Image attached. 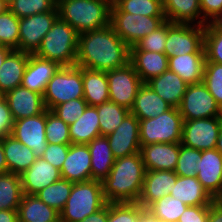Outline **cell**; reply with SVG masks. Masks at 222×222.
I'll list each match as a JSON object with an SVG mask.
<instances>
[{"label":"cell","instance_id":"4316f807","mask_svg":"<svg viewBox=\"0 0 222 222\" xmlns=\"http://www.w3.org/2000/svg\"><path fill=\"white\" fill-rule=\"evenodd\" d=\"M165 19L172 23L205 26L199 0H162Z\"/></svg>","mask_w":222,"mask_h":222},{"label":"cell","instance_id":"d4e9b609","mask_svg":"<svg viewBox=\"0 0 222 222\" xmlns=\"http://www.w3.org/2000/svg\"><path fill=\"white\" fill-rule=\"evenodd\" d=\"M130 63L143 83L168 70V57L165 53L130 50Z\"/></svg>","mask_w":222,"mask_h":222},{"label":"cell","instance_id":"f907efd6","mask_svg":"<svg viewBox=\"0 0 222 222\" xmlns=\"http://www.w3.org/2000/svg\"><path fill=\"white\" fill-rule=\"evenodd\" d=\"M209 205L188 206L178 222H207Z\"/></svg>","mask_w":222,"mask_h":222},{"label":"cell","instance_id":"f546056e","mask_svg":"<svg viewBox=\"0 0 222 222\" xmlns=\"http://www.w3.org/2000/svg\"><path fill=\"white\" fill-rule=\"evenodd\" d=\"M172 189L170 195L188 206L210 205L215 200L196 177L177 176Z\"/></svg>","mask_w":222,"mask_h":222},{"label":"cell","instance_id":"8d00e7d4","mask_svg":"<svg viewBox=\"0 0 222 222\" xmlns=\"http://www.w3.org/2000/svg\"><path fill=\"white\" fill-rule=\"evenodd\" d=\"M73 182L60 179L46 188L40 190L35 195L49 207L61 212L71 193Z\"/></svg>","mask_w":222,"mask_h":222},{"label":"cell","instance_id":"1f68e13d","mask_svg":"<svg viewBox=\"0 0 222 222\" xmlns=\"http://www.w3.org/2000/svg\"><path fill=\"white\" fill-rule=\"evenodd\" d=\"M20 222H60V213L36 195L24 194L18 208Z\"/></svg>","mask_w":222,"mask_h":222},{"label":"cell","instance_id":"11a10c76","mask_svg":"<svg viewBox=\"0 0 222 222\" xmlns=\"http://www.w3.org/2000/svg\"><path fill=\"white\" fill-rule=\"evenodd\" d=\"M107 220H108V203L103 208L89 215L88 217H86L84 221L81 222H107Z\"/></svg>","mask_w":222,"mask_h":222},{"label":"cell","instance_id":"4dcf8cb0","mask_svg":"<svg viewBox=\"0 0 222 222\" xmlns=\"http://www.w3.org/2000/svg\"><path fill=\"white\" fill-rule=\"evenodd\" d=\"M2 143L8 172L21 175L37 159L29 147L15 139L12 135L2 138Z\"/></svg>","mask_w":222,"mask_h":222},{"label":"cell","instance_id":"681fc988","mask_svg":"<svg viewBox=\"0 0 222 222\" xmlns=\"http://www.w3.org/2000/svg\"><path fill=\"white\" fill-rule=\"evenodd\" d=\"M70 144L48 143L42 158L55 168L61 170L62 164L67 157Z\"/></svg>","mask_w":222,"mask_h":222},{"label":"cell","instance_id":"f5cc1de1","mask_svg":"<svg viewBox=\"0 0 222 222\" xmlns=\"http://www.w3.org/2000/svg\"><path fill=\"white\" fill-rule=\"evenodd\" d=\"M203 19L209 23L222 11V0H199Z\"/></svg>","mask_w":222,"mask_h":222},{"label":"cell","instance_id":"d590c367","mask_svg":"<svg viewBox=\"0 0 222 222\" xmlns=\"http://www.w3.org/2000/svg\"><path fill=\"white\" fill-rule=\"evenodd\" d=\"M95 107L98 113L100 133L103 136L113 133L130 113L129 109L110 100Z\"/></svg>","mask_w":222,"mask_h":222},{"label":"cell","instance_id":"7dc6e473","mask_svg":"<svg viewBox=\"0 0 222 222\" xmlns=\"http://www.w3.org/2000/svg\"><path fill=\"white\" fill-rule=\"evenodd\" d=\"M168 21L166 20L160 27L139 40L130 50H143L164 53L167 40Z\"/></svg>","mask_w":222,"mask_h":222},{"label":"cell","instance_id":"30bf717a","mask_svg":"<svg viewBox=\"0 0 222 222\" xmlns=\"http://www.w3.org/2000/svg\"><path fill=\"white\" fill-rule=\"evenodd\" d=\"M178 109L183 120L222 116V109L203 82L187 86Z\"/></svg>","mask_w":222,"mask_h":222},{"label":"cell","instance_id":"52a82bcc","mask_svg":"<svg viewBox=\"0 0 222 222\" xmlns=\"http://www.w3.org/2000/svg\"><path fill=\"white\" fill-rule=\"evenodd\" d=\"M183 118L178 108L171 107L163 114L146 120H139L141 147L153 143L181 142Z\"/></svg>","mask_w":222,"mask_h":222},{"label":"cell","instance_id":"7bdbcfd3","mask_svg":"<svg viewBox=\"0 0 222 222\" xmlns=\"http://www.w3.org/2000/svg\"><path fill=\"white\" fill-rule=\"evenodd\" d=\"M9 10L19 19L48 11H58L52 0H16Z\"/></svg>","mask_w":222,"mask_h":222},{"label":"cell","instance_id":"e575fe53","mask_svg":"<svg viewBox=\"0 0 222 222\" xmlns=\"http://www.w3.org/2000/svg\"><path fill=\"white\" fill-rule=\"evenodd\" d=\"M23 195L20 175L0 174V210H18Z\"/></svg>","mask_w":222,"mask_h":222},{"label":"cell","instance_id":"74e56055","mask_svg":"<svg viewBox=\"0 0 222 222\" xmlns=\"http://www.w3.org/2000/svg\"><path fill=\"white\" fill-rule=\"evenodd\" d=\"M187 207L184 202L169 195L156 200L146 210L164 222H178Z\"/></svg>","mask_w":222,"mask_h":222},{"label":"cell","instance_id":"7402d4cb","mask_svg":"<svg viewBox=\"0 0 222 222\" xmlns=\"http://www.w3.org/2000/svg\"><path fill=\"white\" fill-rule=\"evenodd\" d=\"M60 67L57 62L45 60L29 53L21 86L43 95L47 83Z\"/></svg>","mask_w":222,"mask_h":222},{"label":"cell","instance_id":"f6af8a7d","mask_svg":"<svg viewBox=\"0 0 222 222\" xmlns=\"http://www.w3.org/2000/svg\"><path fill=\"white\" fill-rule=\"evenodd\" d=\"M200 158L201 150L189 148L180 143L175 173L182 177H196L198 172L197 161Z\"/></svg>","mask_w":222,"mask_h":222},{"label":"cell","instance_id":"f1b7e54d","mask_svg":"<svg viewBox=\"0 0 222 222\" xmlns=\"http://www.w3.org/2000/svg\"><path fill=\"white\" fill-rule=\"evenodd\" d=\"M91 154V180L103 181L108 177L115 162L106 136L95 137L87 144Z\"/></svg>","mask_w":222,"mask_h":222},{"label":"cell","instance_id":"3957f363","mask_svg":"<svg viewBox=\"0 0 222 222\" xmlns=\"http://www.w3.org/2000/svg\"><path fill=\"white\" fill-rule=\"evenodd\" d=\"M112 0H67L57 6L59 18L78 34L110 25Z\"/></svg>","mask_w":222,"mask_h":222},{"label":"cell","instance_id":"603a6c76","mask_svg":"<svg viewBox=\"0 0 222 222\" xmlns=\"http://www.w3.org/2000/svg\"><path fill=\"white\" fill-rule=\"evenodd\" d=\"M29 53L13 49L0 67V95L21 86Z\"/></svg>","mask_w":222,"mask_h":222},{"label":"cell","instance_id":"e7e4bbea","mask_svg":"<svg viewBox=\"0 0 222 222\" xmlns=\"http://www.w3.org/2000/svg\"><path fill=\"white\" fill-rule=\"evenodd\" d=\"M55 4V6L57 7L59 4L63 3L64 1H67V0H52Z\"/></svg>","mask_w":222,"mask_h":222},{"label":"cell","instance_id":"ee69618b","mask_svg":"<svg viewBox=\"0 0 222 222\" xmlns=\"http://www.w3.org/2000/svg\"><path fill=\"white\" fill-rule=\"evenodd\" d=\"M204 50L206 62L222 64V30L215 29L210 23L205 25Z\"/></svg>","mask_w":222,"mask_h":222},{"label":"cell","instance_id":"e0dca14e","mask_svg":"<svg viewBox=\"0 0 222 222\" xmlns=\"http://www.w3.org/2000/svg\"><path fill=\"white\" fill-rule=\"evenodd\" d=\"M7 100L13 121L33 117L46 110L43 95L22 86L6 92Z\"/></svg>","mask_w":222,"mask_h":222},{"label":"cell","instance_id":"b9f144b4","mask_svg":"<svg viewBox=\"0 0 222 222\" xmlns=\"http://www.w3.org/2000/svg\"><path fill=\"white\" fill-rule=\"evenodd\" d=\"M143 210L138 202L108 203L107 222H138Z\"/></svg>","mask_w":222,"mask_h":222},{"label":"cell","instance_id":"d6986e66","mask_svg":"<svg viewBox=\"0 0 222 222\" xmlns=\"http://www.w3.org/2000/svg\"><path fill=\"white\" fill-rule=\"evenodd\" d=\"M62 179L73 183L91 180V154L85 144H70L60 170Z\"/></svg>","mask_w":222,"mask_h":222},{"label":"cell","instance_id":"5b68a950","mask_svg":"<svg viewBox=\"0 0 222 222\" xmlns=\"http://www.w3.org/2000/svg\"><path fill=\"white\" fill-rule=\"evenodd\" d=\"M107 204L102 182L90 180L73 183L69 198L60 212V222H81Z\"/></svg>","mask_w":222,"mask_h":222},{"label":"cell","instance_id":"836d02e7","mask_svg":"<svg viewBox=\"0 0 222 222\" xmlns=\"http://www.w3.org/2000/svg\"><path fill=\"white\" fill-rule=\"evenodd\" d=\"M71 144L87 145L101 135L97 108L87 106L84 113L69 125Z\"/></svg>","mask_w":222,"mask_h":222},{"label":"cell","instance_id":"7c38bea8","mask_svg":"<svg viewBox=\"0 0 222 222\" xmlns=\"http://www.w3.org/2000/svg\"><path fill=\"white\" fill-rule=\"evenodd\" d=\"M222 116L183 120L181 144L197 150H209L216 147Z\"/></svg>","mask_w":222,"mask_h":222},{"label":"cell","instance_id":"03108f58","mask_svg":"<svg viewBox=\"0 0 222 222\" xmlns=\"http://www.w3.org/2000/svg\"><path fill=\"white\" fill-rule=\"evenodd\" d=\"M16 0H3V2L8 6L10 7V5Z\"/></svg>","mask_w":222,"mask_h":222},{"label":"cell","instance_id":"ba28073f","mask_svg":"<svg viewBox=\"0 0 222 222\" xmlns=\"http://www.w3.org/2000/svg\"><path fill=\"white\" fill-rule=\"evenodd\" d=\"M166 21L165 16H144L122 12L113 2L110 24L118 36L129 46L156 30Z\"/></svg>","mask_w":222,"mask_h":222},{"label":"cell","instance_id":"44dd1931","mask_svg":"<svg viewBox=\"0 0 222 222\" xmlns=\"http://www.w3.org/2000/svg\"><path fill=\"white\" fill-rule=\"evenodd\" d=\"M61 172L42 157L37 158L31 166L20 175L24 194L35 195L50 184L60 180Z\"/></svg>","mask_w":222,"mask_h":222},{"label":"cell","instance_id":"5bb4252c","mask_svg":"<svg viewBox=\"0 0 222 222\" xmlns=\"http://www.w3.org/2000/svg\"><path fill=\"white\" fill-rule=\"evenodd\" d=\"M46 110L36 116L15 120L11 135L29 147L37 158L42 157L46 141Z\"/></svg>","mask_w":222,"mask_h":222},{"label":"cell","instance_id":"2e32d148","mask_svg":"<svg viewBox=\"0 0 222 222\" xmlns=\"http://www.w3.org/2000/svg\"><path fill=\"white\" fill-rule=\"evenodd\" d=\"M198 181L215 199L222 196V155L217 149L201 151V158L197 161Z\"/></svg>","mask_w":222,"mask_h":222},{"label":"cell","instance_id":"91938a15","mask_svg":"<svg viewBox=\"0 0 222 222\" xmlns=\"http://www.w3.org/2000/svg\"><path fill=\"white\" fill-rule=\"evenodd\" d=\"M215 29L222 30V11L209 22Z\"/></svg>","mask_w":222,"mask_h":222},{"label":"cell","instance_id":"be15d7a7","mask_svg":"<svg viewBox=\"0 0 222 222\" xmlns=\"http://www.w3.org/2000/svg\"><path fill=\"white\" fill-rule=\"evenodd\" d=\"M9 7L3 2V0H0V14L8 10Z\"/></svg>","mask_w":222,"mask_h":222},{"label":"cell","instance_id":"9f6ffc18","mask_svg":"<svg viewBox=\"0 0 222 222\" xmlns=\"http://www.w3.org/2000/svg\"><path fill=\"white\" fill-rule=\"evenodd\" d=\"M18 210H0V222H18Z\"/></svg>","mask_w":222,"mask_h":222},{"label":"cell","instance_id":"ab89813d","mask_svg":"<svg viewBox=\"0 0 222 222\" xmlns=\"http://www.w3.org/2000/svg\"><path fill=\"white\" fill-rule=\"evenodd\" d=\"M46 141L51 144H71L69 125L46 109Z\"/></svg>","mask_w":222,"mask_h":222},{"label":"cell","instance_id":"c3c4849f","mask_svg":"<svg viewBox=\"0 0 222 222\" xmlns=\"http://www.w3.org/2000/svg\"><path fill=\"white\" fill-rule=\"evenodd\" d=\"M87 106L84 98L72 99L55 106L51 111L70 125L84 113Z\"/></svg>","mask_w":222,"mask_h":222},{"label":"cell","instance_id":"f35d334b","mask_svg":"<svg viewBox=\"0 0 222 222\" xmlns=\"http://www.w3.org/2000/svg\"><path fill=\"white\" fill-rule=\"evenodd\" d=\"M122 11L135 15L164 16L162 0H112Z\"/></svg>","mask_w":222,"mask_h":222},{"label":"cell","instance_id":"816d5d0a","mask_svg":"<svg viewBox=\"0 0 222 222\" xmlns=\"http://www.w3.org/2000/svg\"><path fill=\"white\" fill-rule=\"evenodd\" d=\"M13 123L7 100L0 95V139L11 135Z\"/></svg>","mask_w":222,"mask_h":222},{"label":"cell","instance_id":"db71d44e","mask_svg":"<svg viewBox=\"0 0 222 222\" xmlns=\"http://www.w3.org/2000/svg\"><path fill=\"white\" fill-rule=\"evenodd\" d=\"M207 222H222V202L220 200H214L209 205Z\"/></svg>","mask_w":222,"mask_h":222},{"label":"cell","instance_id":"277c9868","mask_svg":"<svg viewBox=\"0 0 222 222\" xmlns=\"http://www.w3.org/2000/svg\"><path fill=\"white\" fill-rule=\"evenodd\" d=\"M78 32L67 22L58 18L43 37L34 53L37 57L57 62L60 66L76 65Z\"/></svg>","mask_w":222,"mask_h":222},{"label":"cell","instance_id":"d6a6232c","mask_svg":"<svg viewBox=\"0 0 222 222\" xmlns=\"http://www.w3.org/2000/svg\"><path fill=\"white\" fill-rule=\"evenodd\" d=\"M83 98L88 106L109 101L107 72L82 68Z\"/></svg>","mask_w":222,"mask_h":222},{"label":"cell","instance_id":"cb8c5ba5","mask_svg":"<svg viewBox=\"0 0 222 222\" xmlns=\"http://www.w3.org/2000/svg\"><path fill=\"white\" fill-rule=\"evenodd\" d=\"M146 84L175 108L179 107L188 86L178 74L169 69L161 75L151 78Z\"/></svg>","mask_w":222,"mask_h":222},{"label":"cell","instance_id":"6da1fadb","mask_svg":"<svg viewBox=\"0 0 222 222\" xmlns=\"http://www.w3.org/2000/svg\"><path fill=\"white\" fill-rule=\"evenodd\" d=\"M130 62V47L110 25L79 34L76 65L96 71H110Z\"/></svg>","mask_w":222,"mask_h":222},{"label":"cell","instance_id":"9a60e30c","mask_svg":"<svg viewBox=\"0 0 222 222\" xmlns=\"http://www.w3.org/2000/svg\"><path fill=\"white\" fill-rule=\"evenodd\" d=\"M106 137L115 159L140 152L139 119L129 113L120 126Z\"/></svg>","mask_w":222,"mask_h":222},{"label":"cell","instance_id":"9c48e42d","mask_svg":"<svg viewBox=\"0 0 222 222\" xmlns=\"http://www.w3.org/2000/svg\"><path fill=\"white\" fill-rule=\"evenodd\" d=\"M205 26L172 23L168 21L167 40L164 53L167 57L205 53L204 50Z\"/></svg>","mask_w":222,"mask_h":222},{"label":"cell","instance_id":"7a4b0ae2","mask_svg":"<svg viewBox=\"0 0 222 222\" xmlns=\"http://www.w3.org/2000/svg\"><path fill=\"white\" fill-rule=\"evenodd\" d=\"M145 172L140 152L117 158L108 177L102 181L107 203L138 202Z\"/></svg>","mask_w":222,"mask_h":222},{"label":"cell","instance_id":"8992f818","mask_svg":"<svg viewBox=\"0 0 222 222\" xmlns=\"http://www.w3.org/2000/svg\"><path fill=\"white\" fill-rule=\"evenodd\" d=\"M82 67L61 66L47 83L43 94L44 104L47 110L70 101L83 98Z\"/></svg>","mask_w":222,"mask_h":222},{"label":"cell","instance_id":"8fae6325","mask_svg":"<svg viewBox=\"0 0 222 222\" xmlns=\"http://www.w3.org/2000/svg\"><path fill=\"white\" fill-rule=\"evenodd\" d=\"M109 100L131 109L140 86L143 84L134 66L127 65L107 71Z\"/></svg>","mask_w":222,"mask_h":222},{"label":"cell","instance_id":"60d3db41","mask_svg":"<svg viewBox=\"0 0 222 222\" xmlns=\"http://www.w3.org/2000/svg\"><path fill=\"white\" fill-rule=\"evenodd\" d=\"M0 43L11 49L19 46V18L9 9L0 14Z\"/></svg>","mask_w":222,"mask_h":222},{"label":"cell","instance_id":"6f0895ef","mask_svg":"<svg viewBox=\"0 0 222 222\" xmlns=\"http://www.w3.org/2000/svg\"><path fill=\"white\" fill-rule=\"evenodd\" d=\"M138 222H164V221L153 216L148 210L144 209L140 214Z\"/></svg>","mask_w":222,"mask_h":222},{"label":"cell","instance_id":"680465c9","mask_svg":"<svg viewBox=\"0 0 222 222\" xmlns=\"http://www.w3.org/2000/svg\"><path fill=\"white\" fill-rule=\"evenodd\" d=\"M8 172L7 162L4 155L2 139H0V174Z\"/></svg>","mask_w":222,"mask_h":222},{"label":"cell","instance_id":"bcb514c9","mask_svg":"<svg viewBox=\"0 0 222 222\" xmlns=\"http://www.w3.org/2000/svg\"><path fill=\"white\" fill-rule=\"evenodd\" d=\"M202 82L222 109V64L206 62Z\"/></svg>","mask_w":222,"mask_h":222},{"label":"cell","instance_id":"ac0fdd59","mask_svg":"<svg viewBox=\"0 0 222 222\" xmlns=\"http://www.w3.org/2000/svg\"><path fill=\"white\" fill-rule=\"evenodd\" d=\"M175 171H146L138 203L146 209L156 200L169 196L177 180Z\"/></svg>","mask_w":222,"mask_h":222},{"label":"cell","instance_id":"ffe728a7","mask_svg":"<svg viewBox=\"0 0 222 222\" xmlns=\"http://www.w3.org/2000/svg\"><path fill=\"white\" fill-rule=\"evenodd\" d=\"M179 151L180 142L153 143L142 146L140 149L146 171H175Z\"/></svg>","mask_w":222,"mask_h":222},{"label":"cell","instance_id":"83f0119b","mask_svg":"<svg viewBox=\"0 0 222 222\" xmlns=\"http://www.w3.org/2000/svg\"><path fill=\"white\" fill-rule=\"evenodd\" d=\"M171 107L148 84L143 83L137 92L130 113L135 115L139 120H146L163 114Z\"/></svg>","mask_w":222,"mask_h":222},{"label":"cell","instance_id":"6125c7cd","mask_svg":"<svg viewBox=\"0 0 222 222\" xmlns=\"http://www.w3.org/2000/svg\"><path fill=\"white\" fill-rule=\"evenodd\" d=\"M215 149L222 155V128L220 129Z\"/></svg>","mask_w":222,"mask_h":222},{"label":"cell","instance_id":"4fadbf2b","mask_svg":"<svg viewBox=\"0 0 222 222\" xmlns=\"http://www.w3.org/2000/svg\"><path fill=\"white\" fill-rule=\"evenodd\" d=\"M59 18L58 11H48L19 19V46L16 50L34 54L43 37Z\"/></svg>","mask_w":222,"mask_h":222},{"label":"cell","instance_id":"484cf974","mask_svg":"<svg viewBox=\"0 0 222 222\" xmlns=\"http://www.w3.org/2000/svg\"><path fill=\"white\" fill-rule=\"evenodd\" d=\"M205 63V53L168 57V69L178 74L188 85L202 82Z\"/></svg>","mask_w":222,"mask_h":222},{"label":"cell","instance_id":"94428289","mask_svg":"<svg viewBox=\"0 0 222 222\" xmlns=\"http://www.w3.org/2000/svg\"><path fill=\"white\" fill-rule=\"evenodd\" d=\"M13 49L4 46V45H0V67L1 65L4 63V60L6 58V56L12 51Z\"/></svg>","mask_w":222,"mask_h":222}]
</instances>
